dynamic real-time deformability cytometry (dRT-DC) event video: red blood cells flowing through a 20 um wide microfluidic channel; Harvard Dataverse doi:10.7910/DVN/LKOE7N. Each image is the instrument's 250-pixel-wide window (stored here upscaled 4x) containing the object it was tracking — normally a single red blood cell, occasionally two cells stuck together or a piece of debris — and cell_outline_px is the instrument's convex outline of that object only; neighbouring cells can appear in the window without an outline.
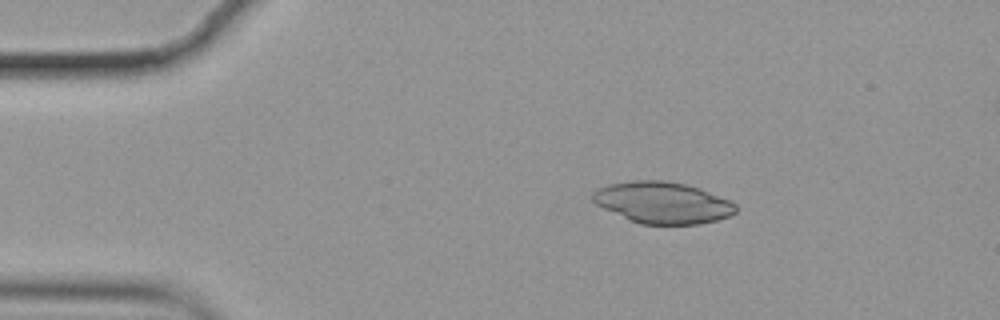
{"species": "common noctule bat (a hibernating species)", "species_latin": "Nyctalus noctula", "temperature_condition": "cold", "stored_images_in_passage": 5, "camera_frame_rate_fps": 3000, "um_per_image_px": 0.085, "animal": {"sex": "female", "body_mass_g": 19.9}, "frame": {"image": 1, "passage_image": 1, "time_ms": 0.0, "image_size_px": [1000, 320], "cell_outline_px": [[736, 212], [728, 216], [716, 220], [700, 224], [640, 224], [628, 220], [596, 204], [592, 200], [592, 192], [608, 184], [632, 180], [664, 180], [684, 184], [700, 188], [728, 200], [736, 204]], "centroid_in_image_um": [56.3, 17.22], "position_along_channel_um": 28.7, "area_um2": 34.51}}